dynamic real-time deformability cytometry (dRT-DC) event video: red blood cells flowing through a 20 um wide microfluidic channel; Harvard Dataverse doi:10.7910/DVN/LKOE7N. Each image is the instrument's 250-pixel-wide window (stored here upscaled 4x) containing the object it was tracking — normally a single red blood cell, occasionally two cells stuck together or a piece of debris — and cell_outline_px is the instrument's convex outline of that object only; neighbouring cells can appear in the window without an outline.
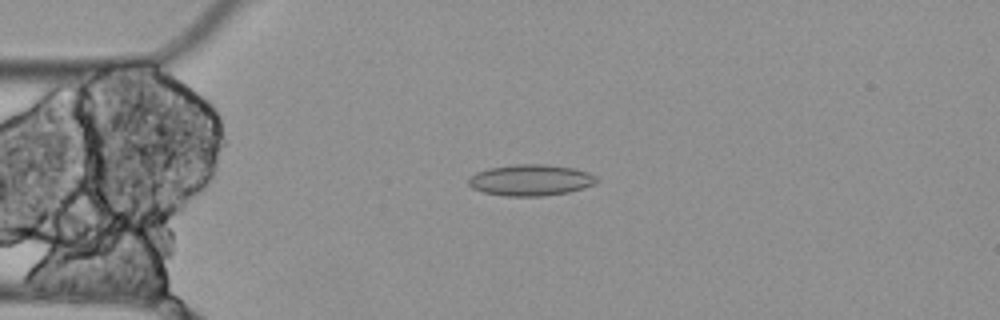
{"species": "Egyptian fruit bat (a non-hibernating species)", "species_latin": "Rousettus aegyptiacus", "temperature_condition": "cold", "stored_images_in_passage": 8, "camera_frame_rate_fps": 3000, "um_per_image_px": 0.085, "animal": {"sex": "female"}, "frame": {"image": 1, "passage_image": 4, "time_ms": 1.0, "image_size_px": [1000, 320], "cell_outline_px": [[600, 180], [584, 188], [568, 192], [544, 196], [504, 196], [484, 192], [472, 188], [468, 184], [468, 176], [476, 172], [488, 168], [512, 164], [548, 164], [572, 168], [588, 172], [596, 176]], "centroid_in_image_um": [45.08, 15.3], "position_along_channel_um": 39.9, "area_um2": 23.52}}
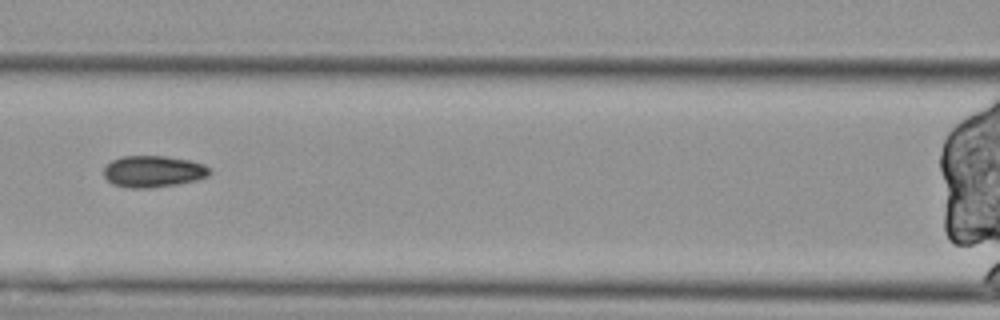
{"frame": {"image": 2, "passage_image": 7, "time_ms": 2.0, "image_size_px": [1000, 320], "cell_outline_px": [[212, 172], [208, 176], [196, 180], [176, 184], [148, 188], [132, 188], [112, 184], [104, 176], [104, 168], [112, 160], [120, 156], [164, 156], [192, 160], [204, 164]], "centroid_in_image_um": [13.03, 14.56], "position_along_channel_um": 153.6, "area_um2": 19.48}}
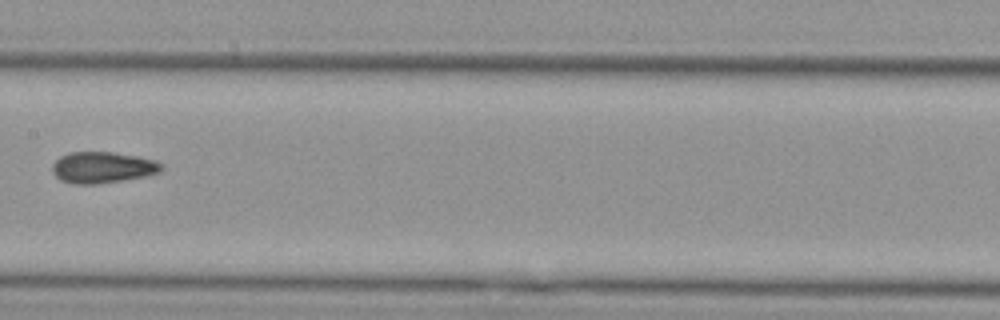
{"frame": {"image": 3, "passage_image": 8, "time_ms": 2.333, "image_size_px": [1000, 320], "cell_outline_px": [[164, 168], [160, 172], [144, 176], [120, 180], [92, 184], [76, 184], [60, 180], [52, 172], [52, 164], [60, 156], [68, 152], [112, 152], [136, 156], [156, 160], [164, 164]], "centroid_in_image_um": [8.72, 14.22], "position_along_channel_um": 198.7, "area_um2": 19.83}}